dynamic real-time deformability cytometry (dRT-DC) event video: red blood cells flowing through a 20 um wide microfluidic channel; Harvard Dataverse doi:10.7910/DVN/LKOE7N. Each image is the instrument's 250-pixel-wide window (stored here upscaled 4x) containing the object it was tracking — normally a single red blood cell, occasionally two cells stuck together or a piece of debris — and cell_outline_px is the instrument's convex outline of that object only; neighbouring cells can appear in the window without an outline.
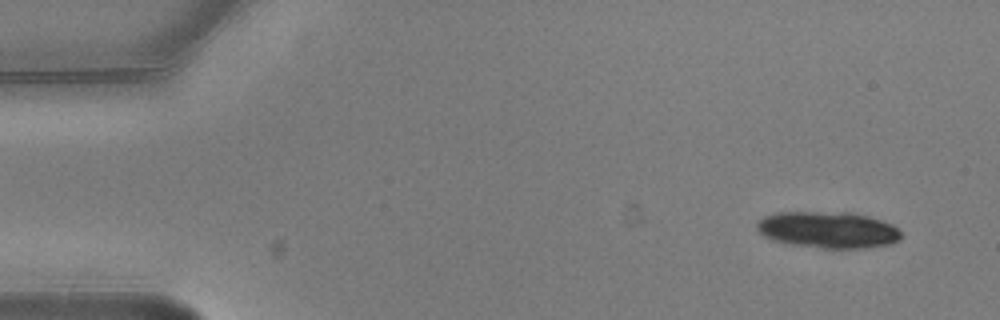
{"species": "common noctule bat (a hibernating species)", "species_latin": "Nyctalus noctula", "temperature_condition": "warm", "stored_images_in_passage": 8, "camera_frame_rate_fps": 3000, "um_per_image_px": 0.085, "animal": {"sex": "male", "body_mass_g": 20.5, "forearm_length_mm": 52.5}, "frame": {"image": 1, "passage_image": 1, "time_ms": 0.0, "image_size_px": [1000, 320], "cell_outline_px": [[904, 236], [900, 240], [892, 244], [868, 248], [820, 248], [784, 244], [772, 240], [764, 236], [756, 228], [756, 224], [764, 216], [776, 212], [852, 212], [868, 216], [892, 224]], "centroid_in_image_um": [70.39, 19.54], "position_along_channel_um": 14.6, "area_um2": 31.15}}
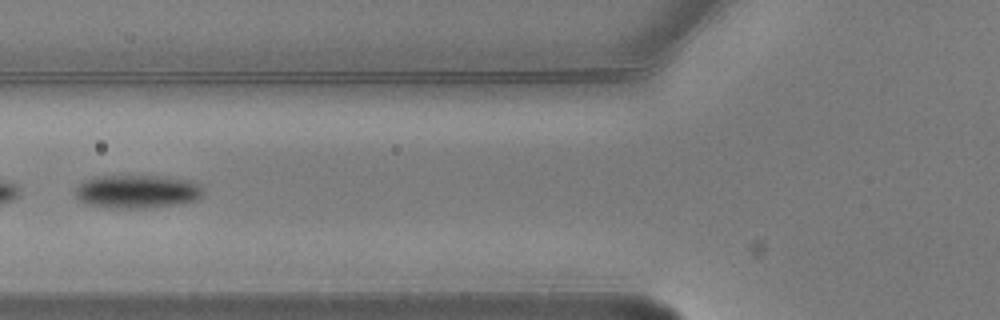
{"frame": {"image": 2, "passage_image": 6, "time_ms": 1.667, "image_size_px": [1000, 320], "cell_outline_px": [[204, 192], [196, 200], [176, 204], [148, 208], [108, 208], [84, 204], [76, 196], [76, 184], [92, 176], [164, 176], [188, 180], [200, 184]], "centroid_in_image_um": [11.61, 16.28], "position_along_channel_um": 114.2, "area_um2": 25.14}}
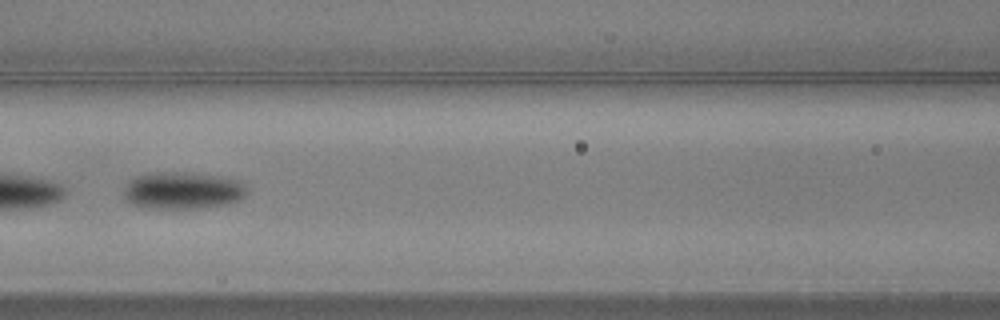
{"frame": {"image": 3, "passage_image": 7, "time_ms": 2.0, "image_size_px": [1000, 320], "cell_outline_px": [[244, 196], [240, 200], [224, 204], [196, 208], [152, 208], [132, 204], [124, 196], [124, 188], [128, 180], [136, 176], [152, 172], [188, 172], [220, 176], [236, 180], [244, 184]], "centroid_in_image_um": [15.48, 16.17], "position_along_channel_um": 151.1, "area_um2": 26.41}}